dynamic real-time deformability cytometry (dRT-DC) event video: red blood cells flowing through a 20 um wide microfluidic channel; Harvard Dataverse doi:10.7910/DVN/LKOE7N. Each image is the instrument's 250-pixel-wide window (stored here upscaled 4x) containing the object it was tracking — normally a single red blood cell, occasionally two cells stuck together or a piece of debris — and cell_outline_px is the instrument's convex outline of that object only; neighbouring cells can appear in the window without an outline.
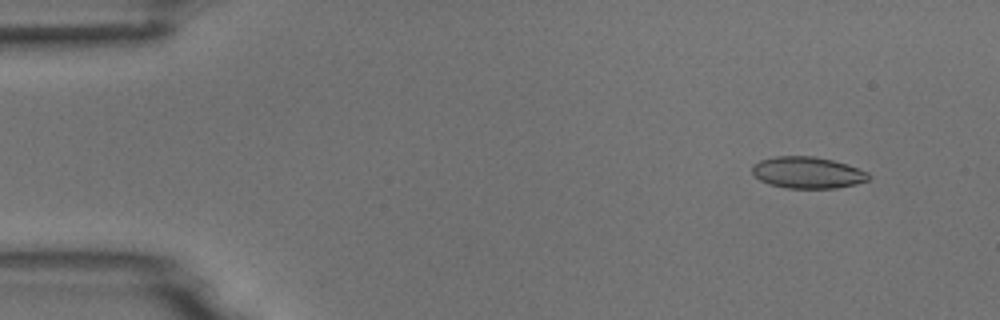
{"species": "common noctule bat (a hibernating species)", "species_latin": "Nyctalus noctula", "temperature_condition": "room temperature", "stored_images_in_passage": 5, "camera_frame_rate_fps": 3000, "um_per_image_px": 0.085, "animal": {"sex": "male", "body_mass_g": 18.8}, "frame": {"image": 1, "passage_image": 2, "time_ms": 1.333, "image_size_px": [1000, 320], "cell_outline_px": [[872, 176], [868, 180], [856, 184], [836, 188], [788, 188], [772, 184], [760, 180], [752, 172], [752, 164], [760, 160], [776, 156], [816, 156], [848, 164], [868, 172]], "centroid_in_image_um": [68.67, 14.66], "position_along_channel_um": 16.3, "area_um2": 21.44}}
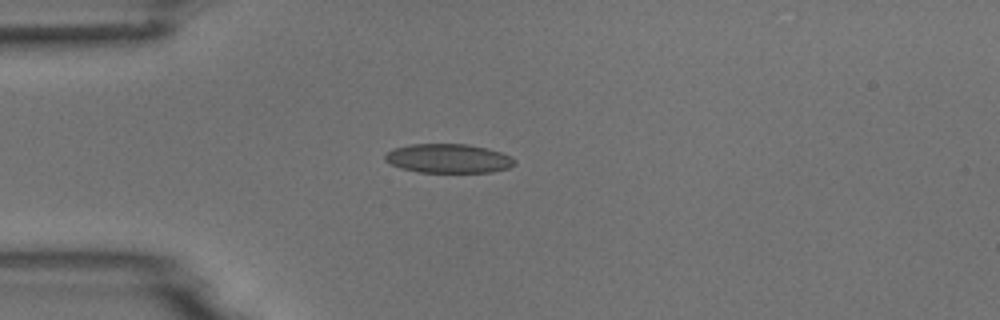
{"frame": {"image": 2, "passage_image": 4, "time_ms": 4.333, "image_size_px": [1000, 320], "cell_outline_px": [[516, 164], [508, 168], [492, 172], [416, 172], [400, 168], [384, 160], [384, 156], [392, 148], [408, 144], [468, 144], [488, 148], [512, 156], [516, 160]], "centroid_in_image_um": [38.12, 13.46], "position_along_channel_um": 46.9, "area_um2": 22.2}}